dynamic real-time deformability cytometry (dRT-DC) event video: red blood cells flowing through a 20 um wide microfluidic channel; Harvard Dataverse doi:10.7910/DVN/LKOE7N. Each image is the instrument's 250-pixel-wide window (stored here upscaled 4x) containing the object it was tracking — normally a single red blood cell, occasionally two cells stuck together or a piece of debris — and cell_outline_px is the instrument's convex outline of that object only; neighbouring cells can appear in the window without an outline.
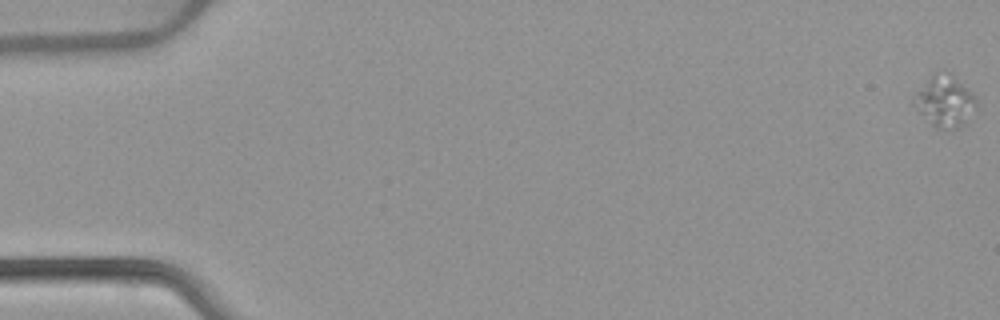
{"species": "common noctule bat (a hibernating species)", "species_latin": "Nyctalus noctula", "temperature_condition": "warm", "stored_images_in_passage": 54, "camera_frame_rate_fps": 3000, "um_per_image_px": 0.085, "animal": {"sex": "female", "body_mass_g": 22.7, "forearm_length_mm": 54.2}, "frame": {"image": 1, "passage_image": 1, "time_ms": 0.0, "image_size_px": [1000, 320], "cell_outline_px": [[976, 104], [968, 124], [956, 128], [936, 128], [912, 104], [912, 96], [932, 72], [944, 68], [972, 92], [976, 96]], "centroid_in_image_um": [80.3, 8.55], "position_along_channel_um": 4.7, "area_um2": 19.02}}
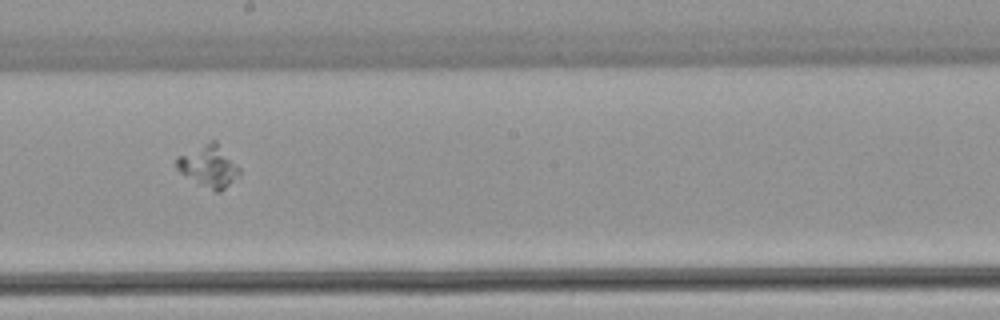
{"frame": {"image": 2, "passage_image": 31, "time_ms": 10.0, "image_size_px": [1000, 320], "cell_outline_px": [[240, 180], [220, 192], [216, 192], [196, 184], [180, 172], [176, 168], [176, 156], [208, 140], [216, 140], [240, 168]], "centroid_in_image_um": [17.76, 14.14], "position_along_channel_um": 230.4, "area_um2": 16.07}}
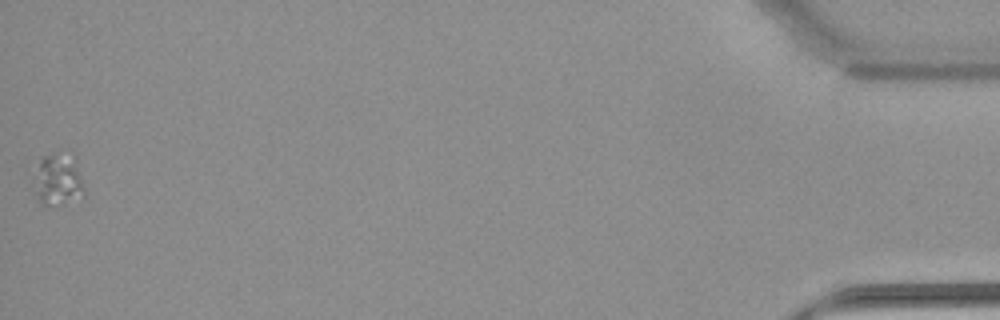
{"frame": {"image": 3, "passage_image": 54, "time_ms": 17.667, "image_size_px": [1000, 320], "cell_outline_px": [[84, 200], [64, 204], [40, 204], [36, 200], [36, 192], [40, 156], [52, 152], [56, 152], [76, 156], [84, 188]], "centroid_in_image_um": [5.02, 15.28], "position_along_channel_um": 430.2, "area_um2": 15.43}}